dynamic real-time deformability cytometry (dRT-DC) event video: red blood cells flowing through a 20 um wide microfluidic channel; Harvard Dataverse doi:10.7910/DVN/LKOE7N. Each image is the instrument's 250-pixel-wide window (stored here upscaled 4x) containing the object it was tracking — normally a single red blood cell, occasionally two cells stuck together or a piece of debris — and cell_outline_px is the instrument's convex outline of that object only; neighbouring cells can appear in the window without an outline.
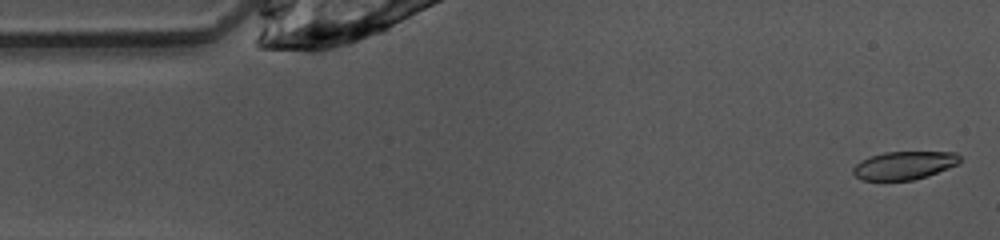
{"species": "common noctule bat (a hibernating species)", "species_latin": "Nyctalus noctula", "temperature_condition": "warm", "stored_images_in_passage": 47, "camera_frame_rate_fps": 3000, "um_per_image_px": 0.085, "animal": {"sex": "female", "body_mass_g": 10.0, "forearm_length_mm": 53.1}, "frame": {"image": 1, "passage_image": 1, "time_ms": 0.0, "image_size_px": [1000, 240], "cell_outline_px": [[960, 164], [912, 180], [860, 180], [852, 172], [852, 168], [860, 160], [884, 152], [956, 152], [960, 156]], "centroid_in_image_um": [76.84, 14.05], "position_along_channel_um": 8.2, "area_um2": 17.4}}
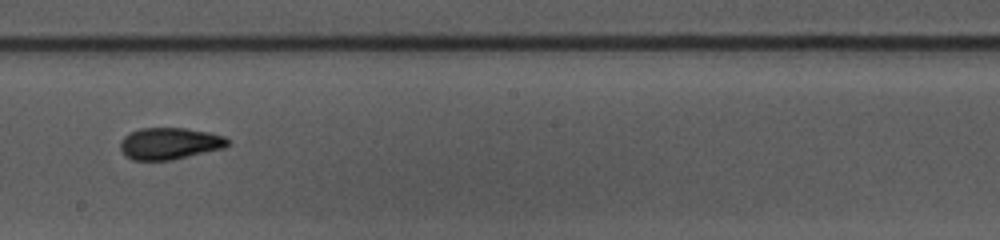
{"frame": {"image": 2, "passage_image": 25, "time_ms": 8.0, "image_size_px": [1000, 240], "cell_outline_px": [[232, 144], [224, 148], [172, 160], [132, 160], [124, 156], [120, 148], [120, 140], [128, 132], [140, 128], [184, 128], [208, 132], [224, 136], [232, 140]], "centroid_in_image_um": [14.42, 12.2], "position_along_channel_um": 233.8, "area_um2": 20.23}}
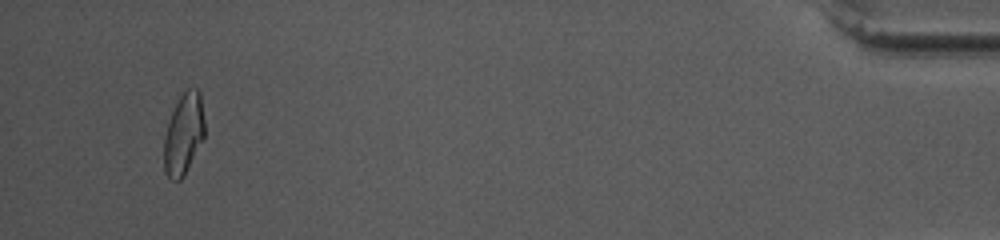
{"frame": {"image": 3, "passage_image": 45, "time_ms": 14.667, "image_size_px": [1000, 240], "cell_outline_px": [[204, 136], [184, 176], [180, 180], [172, 180], [164, 172], [164, 136], [172, 112], [180, 96], [188, 88], [196, 88], [200, 92], [204, 120]], "centroid_in_image_um": [15.6, 11.4], "position_along_channel_um": 419.6, "area_um2": 19.02}, "authors_computed_cell_mechanics": {"area_um2": 19.4208, "velocity_mm_per_s": 4.0537, "shape_relaxation_time_tau1_ms": 4.5553, "shape_relaxation_time_tau2_ms": 1.9248, "deformation_change_tau1": 0.1842, "deformation_change_tau2": 0.0815}}